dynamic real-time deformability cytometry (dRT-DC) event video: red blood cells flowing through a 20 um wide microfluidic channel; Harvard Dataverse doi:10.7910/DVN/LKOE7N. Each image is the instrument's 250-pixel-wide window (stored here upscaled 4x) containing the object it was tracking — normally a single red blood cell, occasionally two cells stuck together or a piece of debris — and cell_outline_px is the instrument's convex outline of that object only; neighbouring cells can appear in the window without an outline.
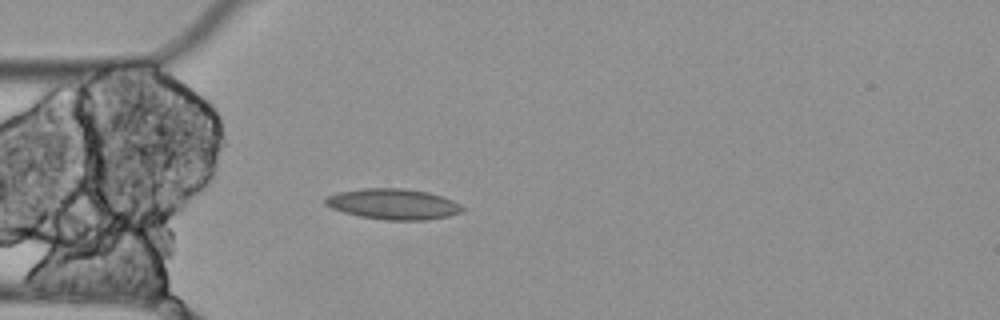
{"species": "Egyptian fruit bat (a non-hibernating species)", "species_latin": "Rousettus aegyptiacus", "temperature_condition": "cold", "stored_images_in_passage": 5, "camera_frame_rate_fps": 3000, "um_per_image_px": 0.085, "animal": {"sex": "female"}, "frame": {"image": 1, "passage_image": 5, "time_ms": 1.333, "image_size_px": [1000, 320], "cell_outline_px": [[464, 212], [448, 216], [428, 220], [384, 220], [360, 216], [344, 212], [332, 208], [324, 204], [324, 200], [328, 196], [340, 192], [364, 188], [404, 188], [428, 192], [452, 200], [460, 204], [464, 208]], "centroid_in_image_um": [33.45, 17.35], "position_along_channel_um": 51.5, "area_um2": 24.45}}